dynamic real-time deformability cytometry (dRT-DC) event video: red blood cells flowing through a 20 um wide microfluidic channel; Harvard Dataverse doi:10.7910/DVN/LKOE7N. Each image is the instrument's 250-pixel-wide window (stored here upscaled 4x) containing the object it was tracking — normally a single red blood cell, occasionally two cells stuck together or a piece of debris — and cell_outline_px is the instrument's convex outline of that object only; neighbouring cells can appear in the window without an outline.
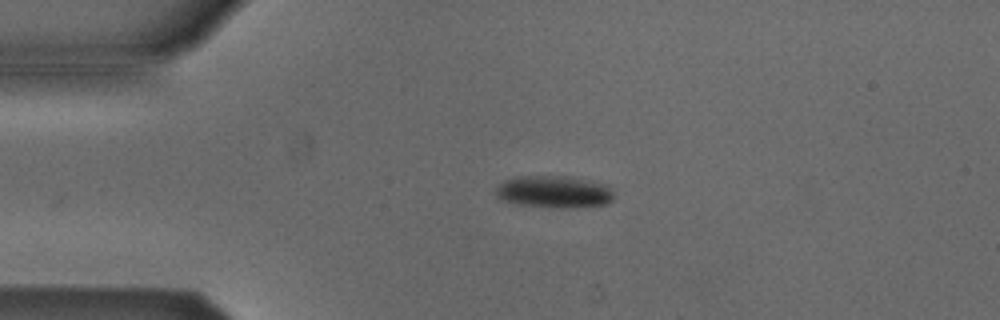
{"species": "Egyptian fruit bat (a non-hibernating species)", "species_latin": "Rousettus aegyptiacus", "temperature_condition": "cold", "stored_images_in_passage": 3, "camera_frame_rate_fps": 3000, "um_per_image_px": 0.085, "animal": {"sex": "male"}, "frame": {"image": 1, "passage_image": 1, "time_ms": 0.0, "image_size_px": [1000, 320], "cell_outline_px": [[612, 200], [604, 204], [568, 208], [556, 208], [516, 204], [500, 200], [496, 196], [496, 188], [504, 180], [520, 176], [568, 176], [592, 180], [608, 184], [612, 188]], "centroid_in_image_um": [47.09, 16.29], "position_along_channel_um": 37.9, "area_um2": 22.37}}
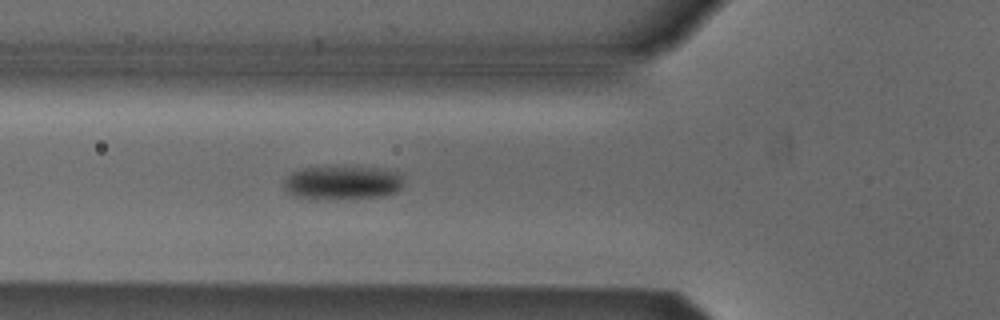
{"frame": {"image": 2, "passage_image": 3, "time_ms": 2.333, "image_size_px": [1000, 320], "cell_outline_px": [[404, 184], [396, 192], [384, 196], [328, 200], [312, 200], [292, 196], [284, 188], [284, 180], [292, 172], [304, 168], [380, 168], [400, 172], [404, 176]], "centroid_in_image_um": [29.13, 15.57], "position_along_channel_um": 96.7, "area_um2": 23.87}}